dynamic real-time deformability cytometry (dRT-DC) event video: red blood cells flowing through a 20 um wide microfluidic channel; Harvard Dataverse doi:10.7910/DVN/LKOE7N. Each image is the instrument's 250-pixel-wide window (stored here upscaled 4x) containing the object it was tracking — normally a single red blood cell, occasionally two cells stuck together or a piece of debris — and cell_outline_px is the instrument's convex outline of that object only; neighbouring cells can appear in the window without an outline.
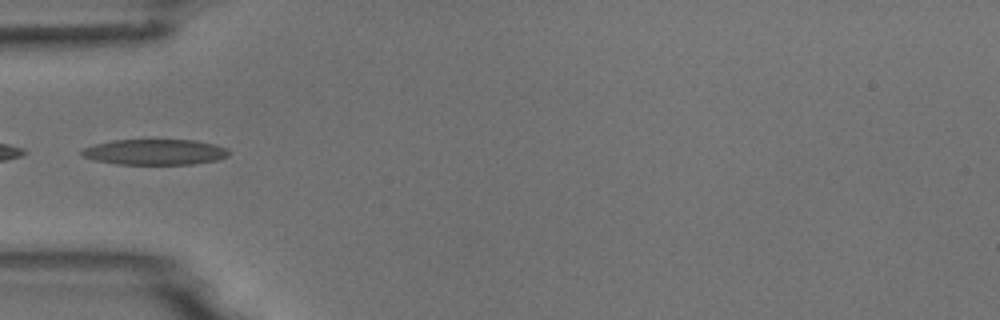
{"species": "common noctule bat (a hibernating species)", "species_latin": "Nyctalus noctula", "temperature_condition": "room temperature", "stored_images_in_passage": 5, "camera_frame_rate_fps": 3000, "um_per_image_px": 0.085, "animal": {"sex": "male", "body_mass_g": 18.8}, "frame": {"image": 1, "passage_image": 5, "time_ms": 5.333, "image_size_px": [1000, 320], "cell_outline_px": [[232, 152], [228, 156], [216, 160], [192, 164], [116, 164], [96, 160], [84, 156], [80, 152], [84, 148], [96, 144], [112, 140], [196, 140], [216, 144], [228, 148]], "centroid_in_image_um": [13.24, 12.92], "position_along_channel_um": 71.8, "area_um2": 21.96}}